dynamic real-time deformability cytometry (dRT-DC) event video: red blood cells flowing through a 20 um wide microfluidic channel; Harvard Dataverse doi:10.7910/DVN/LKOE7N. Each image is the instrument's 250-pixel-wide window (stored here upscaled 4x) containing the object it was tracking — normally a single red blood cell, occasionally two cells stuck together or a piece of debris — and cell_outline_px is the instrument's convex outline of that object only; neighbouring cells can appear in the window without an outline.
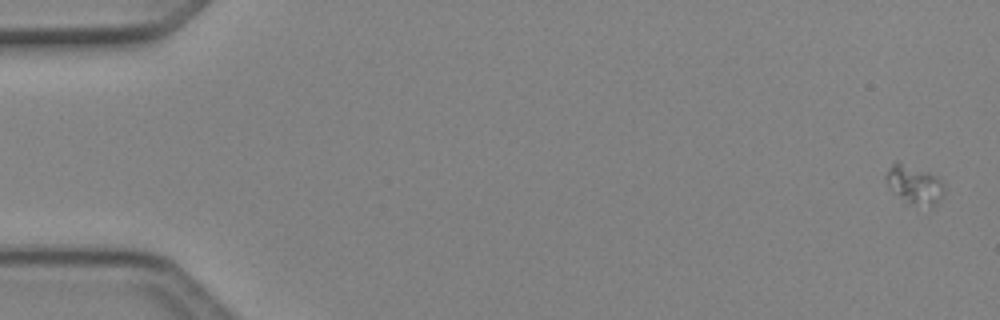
{"species": "Egyptian fruit bat (a non-hibernating species)", "species_latin": "Rousettus aegyptiacus", "temperature_condition": "cold", "stored_images_in_passage": 7, "camera_frame_rate_fps": 3000, "um_per_image_px": 0.085, "animal": {"sex": "female"}, "frame": {"image": 1, "passage_image": 1, "time_ms": 0.0, "image_size_px": [1000, 320], "cell_outline_px": [[944, 192], [940, 200], [936, 204], [908, 204], [888, 184], [884, 176], [888, 168], [896, 160], [928, 172], [936, 176], [944, 184]], "centroid_in_image_um": [77.72, 15.65], "position_along_channel_um": 7.3, "area_um2": 12.72}}
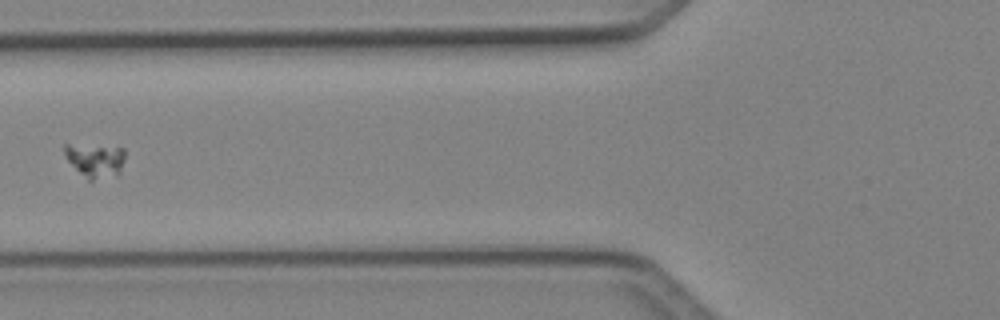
{"frame": {"image": 2, "passage_image": 6, "time_ms": 1.667, "image_size_px": [1000, 320], "cell_outline_px": [[124, 160], [120, 172], [116, 176], [92, 180], [88, 180], [64, 156], [64, 144], [68, 144], [124, 148]], "centroid_in_image_um": [8.11, 13.63], "position_along_channel_um": 117.7, "area_um2": 11.79}}
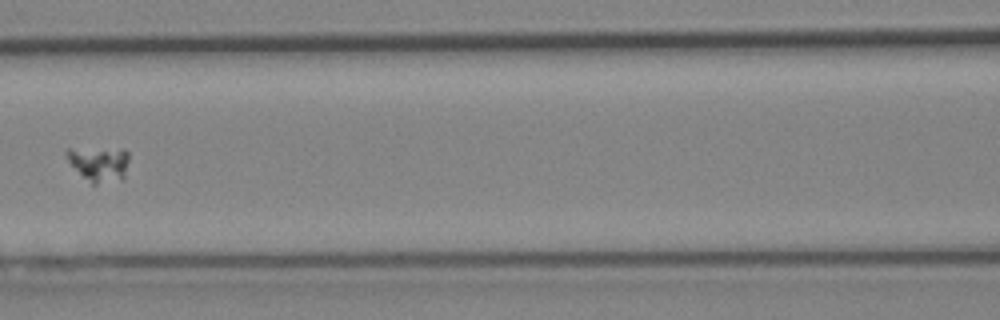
{"frame": {"image": 3, "passage_image": 7, "time_ms": 2.0, "image_size_px": [1000, 320], "cell_outline_px": [[128, 160], [124, 180], [96, 184], [92, 184], [68, 160], [64, 152], [68, 148], [124, 148], [128, 152]], "centroid_in_image_um": [8.47, 13.89], "position_along_channel_um": 158.1, "area_um2": 12.83}}